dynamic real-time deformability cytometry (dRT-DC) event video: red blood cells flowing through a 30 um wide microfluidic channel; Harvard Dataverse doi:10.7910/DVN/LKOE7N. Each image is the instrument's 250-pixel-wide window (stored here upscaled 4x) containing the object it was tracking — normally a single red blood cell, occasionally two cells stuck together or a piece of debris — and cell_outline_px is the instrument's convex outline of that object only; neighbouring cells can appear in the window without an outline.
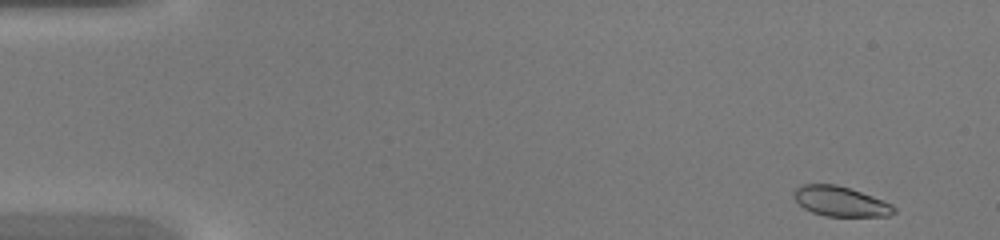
{"species": "common noctule bat (a hibernating species)", "species_latin": "Nyctalus noctula", "temperature_condition": "warm", "stored_images_in_passage": 43, "camera_frame_rate_fps": 3000, "um_per_image_px": 0.085, "animal": {"sex": "female", "body_mass_g": 20.0, "forearm_length_mm": 54.0}, "frame": {"image": 1, "passage_image": 1, "time_ms": 0.0, "image_size_px": [1000, 240], "cell_outline_px": [[896, 212], [888, 216], [824, 216], [812, 212], [804, 208], [792, 196], [792, 192], [800, 184], [836, 184], [884, 200], [892, 204], [896, 208]], "centroid_in_image_um": [71.43, 17.12], "position_along_channel_um": 13.6, "area_um2": 17.51}}
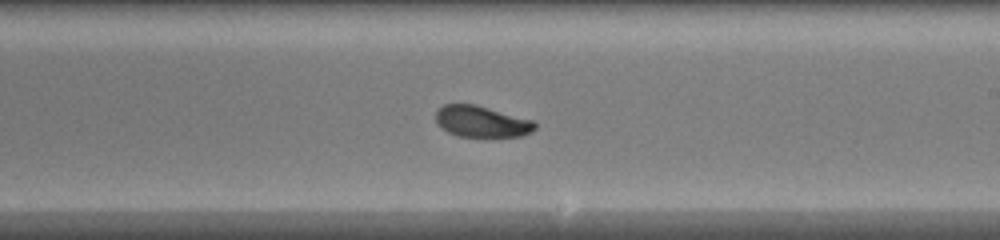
{"frame": {"image": 2, "passage_image": 25, "time_ms": 8.0, "image_size_px": [1000, 240], "cell_outline_px": [[536, 128], [532, 132], [520, 136], [460, 136], [448, 132], [440, 128], [436, 124], [436, 108], [444, 104], [476, 104], [532, 120], [536, 124]], "centroid_in_image_um": [40.89, 10.32], "position_along_channel_um": 248.1, "area_um2": 18.09}}
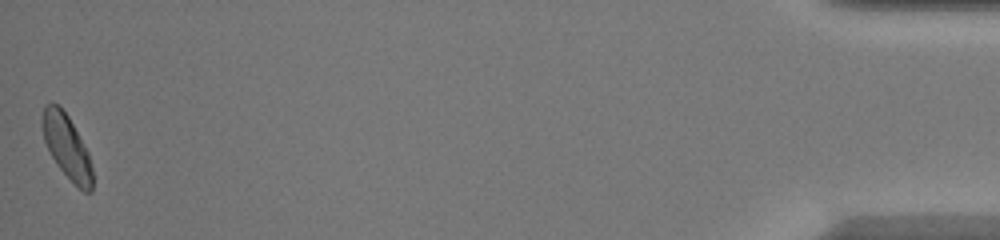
{"frame": {"image": 3, "passage_image": 43, "time_ms": 14.0, "image_size_px": [1000, 240], "cell_outline_px": [[92, 192], [84, 192], [56, 164], [44, 140], [40, 124], [40, 120], [44, 104], [52, 100], [68, 116], [88, 152], [92, 168]], "centroid_in_image_um": [5.64, 12.41], "position_along_channel_um": 429.6, "area_um2": 18.5}}